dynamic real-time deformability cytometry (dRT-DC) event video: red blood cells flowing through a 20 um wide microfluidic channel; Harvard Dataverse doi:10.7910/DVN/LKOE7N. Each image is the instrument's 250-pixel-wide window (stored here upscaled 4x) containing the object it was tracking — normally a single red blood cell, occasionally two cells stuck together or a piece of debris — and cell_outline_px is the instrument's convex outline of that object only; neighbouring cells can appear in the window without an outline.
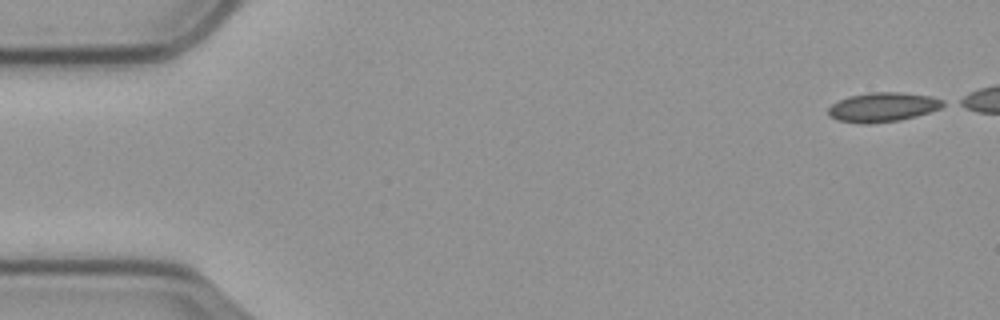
{"species": "common noctule bat (a hibernating species)", "species_latin": "Nyctalus noctula", "temperature_condition": "cold", "stored_images_in_passage": 49, "camera_frame_rate_fps": 3000, "um_per_image_px": 0.085, "animal": {"sex": "male", "body_mass_g": 23.1, "forearm_length_mm": 52.7}, "frame": {"image": 1, "passage_image": 1, "time_ms": 0.0, "image_size_px": [1000, 320], "cell_outline_px": [[948, 104], [940, 108], [916, 116], [900, 120], [872, 124], [860, 124], [836, 120], [828, 116], [828, 108], [832, 104], [848, 96], [872, 92], [900, 92], [932, 96], [944, 100]], "centroid_in_image_um": [75.04, 9.11], "position_along_channel_um": 10.0, "area_um2": 19.88}}
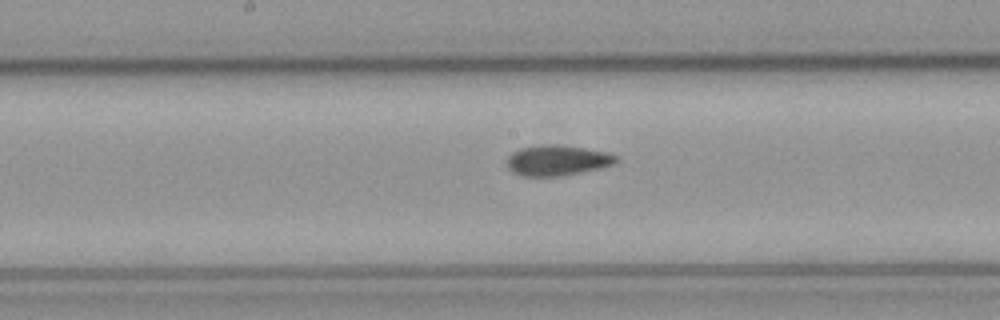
{"frame": {"image": 2, "passage_image": 28, "time_ms": 9.0, "image_size_px": [1000, 320], "cell_outline_px": [[620, 160], [612, 164], [600, 168], [560, 176], [524, 176], [512, 172], [508, 168], [508, 156], [512, 152], [520, 148], [584, 148], [608, 152], [616, 156]], "centroid_in_image_um": [47.39, 13.69], "position_along_channel_um": 200.8, "area_um2": 18.21}}
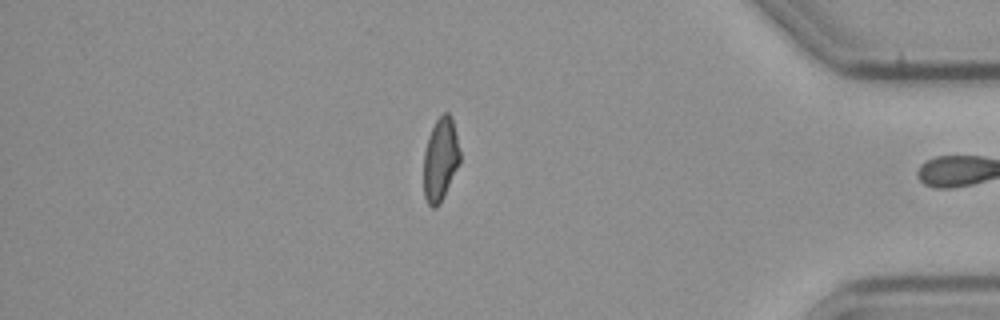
{"frame": {"image": 3, "passage_image": 48, "time_ms": 15.667, "image_size_px": [1000, 320], "cell_outline_px": [[460, 164], [440, 204], [436, 208], [432, 208], [428, 204], [424, 196], [424, 152], [428, 136], [436, 120], [444, 112], [448, 112], [452, 116], [460, 152]], "centroid_in_image_um": [37.44, 13.56], "position_along_channel_um": 397.8, "area_um2": 17.74}, "authors_computed_cell_mechanics": {"area_um2": 18.9584, "velocity_mm_per_s": 3.5343, "shape_relaxation_time_tau1_ms": null, "shape_relaxation_time_tau2_ms": 3.2864, "deformation_change_tau1": null, "deformation_change_tau2": 0.0635}}